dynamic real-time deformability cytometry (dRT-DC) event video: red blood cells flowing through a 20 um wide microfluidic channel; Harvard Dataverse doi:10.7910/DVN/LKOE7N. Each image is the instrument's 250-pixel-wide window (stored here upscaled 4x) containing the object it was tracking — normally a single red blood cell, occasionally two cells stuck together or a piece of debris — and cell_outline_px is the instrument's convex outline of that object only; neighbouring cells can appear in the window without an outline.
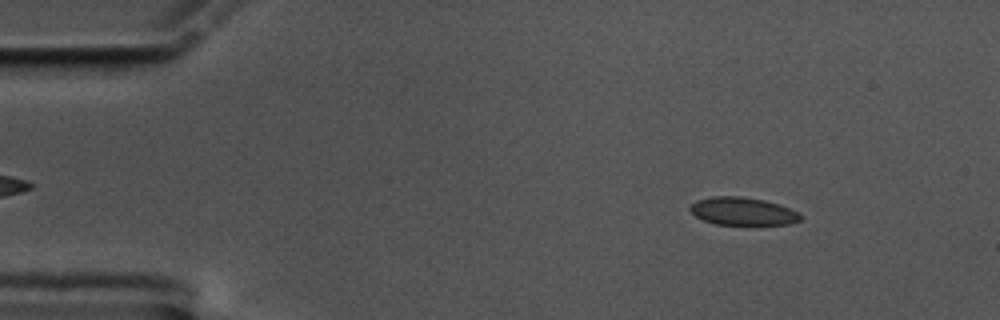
{"species": "common noctule bat (a hibernating species)", "species_latin": "Nyctalus noctula", "temperature_condition": "cold", "stored_images_in_passage": 57, "camera_frame_rate_fps": 3000, "um_per_image_px": 0.085, "animal": {"sex": "male", "body_mass_g": 17.5, "forearm_length_mm": 52.3}, "frame": {"image": 1, "passage_image": 7, "time_ms": 2.0, "image_size_px": [1000, 320], "cell_outline_px": [[804, 216], [800, 220], [788, 224], [716, 224], [704, 220], [696, 216], [688, 208], [696, 200], [712, 196], [740, 196], [764, 200], [800, 212]], "centroid_in_image_um": [63.13, 17.95], "position_along_channel_um": 21.9, "area_um2": 17.74}}
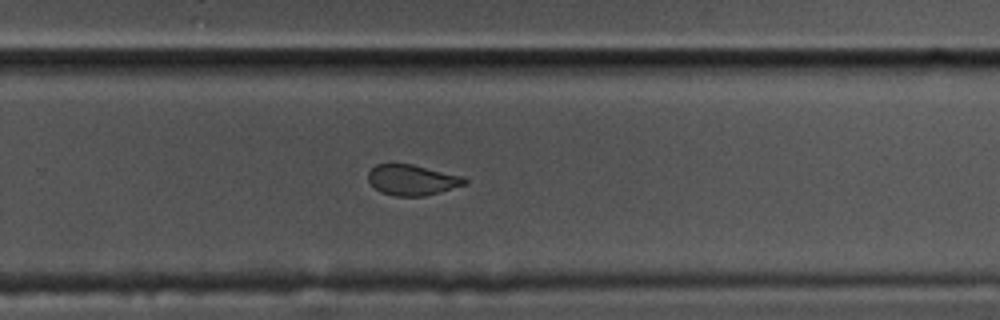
{"frame": {"image": 2, "passage_image": 37, "time_ms": 12.0, "image_size_px": [1000, 320], "cell_outline_px": [[468, 184], [424, 196], [396, 196], [380, 192], [368, 180], [368, 172], [376, 164], [412, 164], [464, 176], [468, 180]], "centroid_in_image_um": [35.07, 15.29], "position_along_channel_um": 294.7, "area_um2": 17.22}}
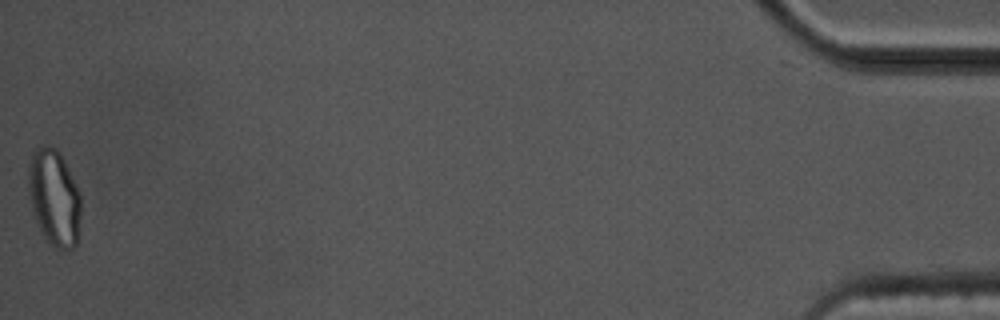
{"frame": {"image": 3, "passage_image": 57, "time_ms": 18.667, "image_size_px": [1000, 320], "cell_outline_px": [[80, 216], [76, 244], [72, 248], [64, 252], [56, 248], [44, 236], [32, 212], [28, 192], [28, 164], [32, 152], [36, 148], [44, 144], [56, 148], [64, 160], [80, 192]], "centroid_in_image_um": [4.59, 16.77], "position_along_channel_um": 430.6, "area_um2": 29.65}, "authors_computed_cell_mechanics": {"area_um2": 18.3804, "velocity_mm_per_s": 3.4951, "shape_relaxation_time_tau1_ms": 7.3888, "shape_relaxation_time_tau2_ms": 1.3122, "deformation_change_tau1": 0.1211, "deformation_change_tau2": 0.0617}}